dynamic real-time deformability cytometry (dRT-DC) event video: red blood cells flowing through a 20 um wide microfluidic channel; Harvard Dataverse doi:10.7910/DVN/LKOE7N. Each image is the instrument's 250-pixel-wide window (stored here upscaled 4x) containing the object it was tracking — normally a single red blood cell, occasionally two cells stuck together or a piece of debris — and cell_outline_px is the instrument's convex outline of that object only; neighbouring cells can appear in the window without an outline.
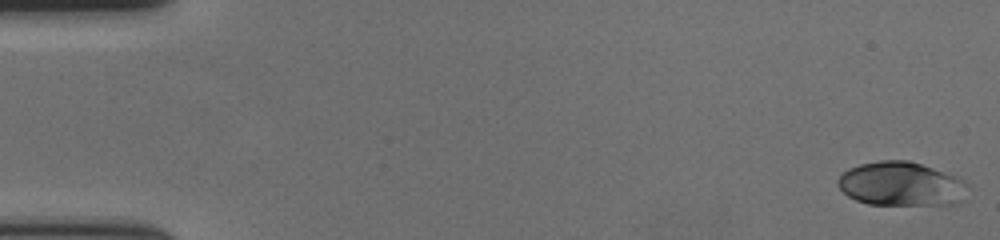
{"species": "human", "species_latin": "Homo sapiens", "temperature_condition": "cold", "stored_images_in_passage": 58, "camera_frame_rate_fps": 3000, "um_per_image_px": 0.085, "donor": {"sex": "female"}, "frame": {"image": 1, "passage_image": 1, "time_ms": 0.0, "image_size_px": [1000, 240], "cell_outline_px": [[968, 184], [960, 200], [956, 204], [868, 204], [856, 200], [848, 196], [836, 184], [836, 180], [848, 168], [860, 164], [880, 160], [908, 160], [956, 176], [964, 180]], "centroid_in_image_um": [76.55, 15.63], "position_along_channel_um": 8.4, "area_um2": 33.0}}
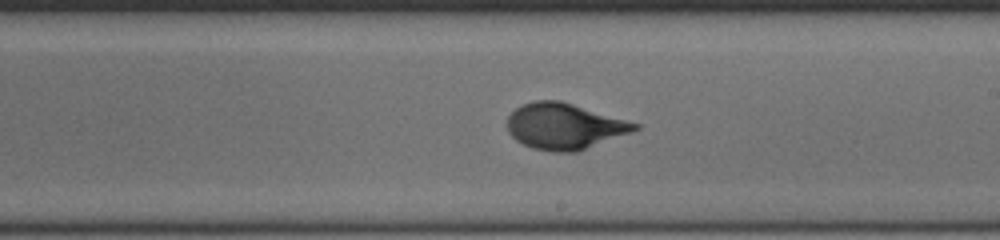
{"frame": {"image": 2, "passage_image": 34, "time_ms": 11.0, "image_size_px": [1000, 240], "cell_outline_px": [[640, 128], [632, 132], [576, 152], [552, 152], [532, 148], [516, 140], [508, 132], [508, 116], [516, 108], [532, 100], [560, 100], [640, 124]], "centroid_in_image_um": [47.97, 10.73], "position_along_channel_um": 241.0, "area_um2": 34.04}}
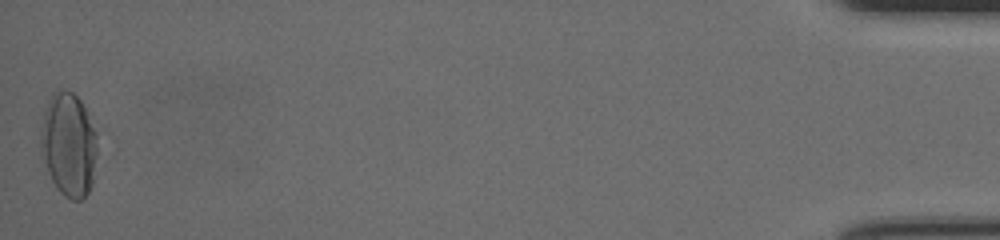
{"frame": {"image": 3, "passage_image": 58, "time_ms": 19.0, "image_size_px": [1000, 240], "cell_outline_px": [[96, 156], [92, 184], [88, 192], [80, 200], [72, 200], [64, 196], [56, 188], [48, 172], [40, 144], [40, 140], [44, 112], [48, 100], [52, 92], [56, 88], [64, 88], [72, 92], [80, 100], [96, 128]], "centroid_in_image_um": [5.84, 12.25], "position_along_channel_um": 429.4, "area_um2": 34.22}, "authors_computed_cell_mechanics": {"area_um2": 32.8593, "velocity_mm_per_s": 3.5426, "shape_relaxation_time_tau1_ms": 4.3354, "shape_relaxation_time_tau2_ms": null, "deformation_change_tau1": 0.1972, "deformation_change_tau2": null}}